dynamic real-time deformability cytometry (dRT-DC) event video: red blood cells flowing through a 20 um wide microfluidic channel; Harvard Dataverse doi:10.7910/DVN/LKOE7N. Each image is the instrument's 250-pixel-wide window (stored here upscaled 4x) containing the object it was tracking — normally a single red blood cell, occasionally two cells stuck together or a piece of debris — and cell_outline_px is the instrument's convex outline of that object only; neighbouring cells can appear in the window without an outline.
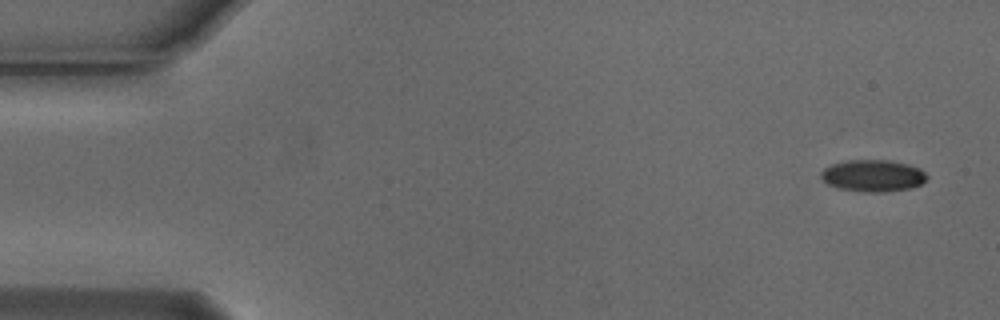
{"species": "Egyptian fruit bat (a non-hibernating species)", "species_latin": "Rousettus aegyptiacus", "temperature_condition": "cold", "stored_images_in_passage": 2, "camera_frame_rate_fps": 3000, "um_per_image_px": 0.085, "animal": {"sex": "male"}, "frame": {"image": 1, "passage_image": 2, "time_ms": 0.333, "image_size_px": [1000, 320], "cell_outline_px": [[928, 176], [920, 184], [912, 188], [884, 192], [864, 192], [836, 188], [828, 184], [820, 176], [820, 172], [824, 168], [832, 164], [848, 160], [888, 160], [908, 164], [920, 168]], "centroid_in_image_um": [74.18, 14.94], "position_along_channel_um": 10.8, "area_um2": 19.71}}